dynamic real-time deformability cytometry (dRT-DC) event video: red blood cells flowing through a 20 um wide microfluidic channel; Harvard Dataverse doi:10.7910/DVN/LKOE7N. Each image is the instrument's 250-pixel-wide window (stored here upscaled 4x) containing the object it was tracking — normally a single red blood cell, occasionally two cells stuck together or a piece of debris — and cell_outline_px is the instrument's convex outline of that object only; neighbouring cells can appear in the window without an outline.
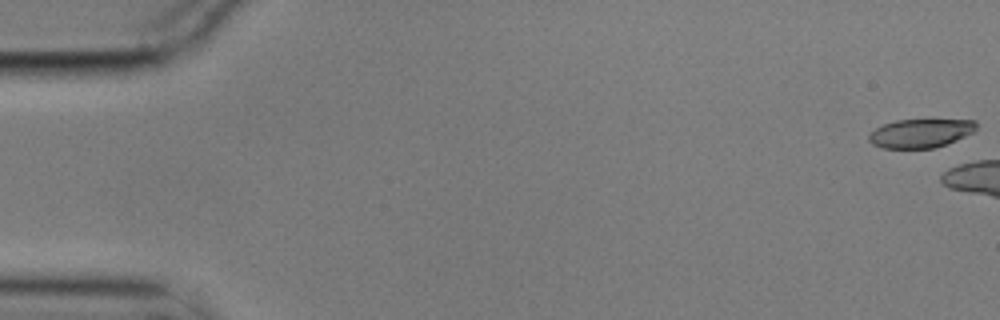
{"species": "common noctule bat (a hibernating species)", "species_latin": "Nyctalus noctula", "temperature_condition": "cold", "stored_images_in_passage": 16, "camera_frame_rate_fps": 3000, "um_per_image_px": 0.085, "animal": {"sex": "male", "body_mass_g": 17.9}, "frame": {"image": 1, "passage_image": 1, "time_ms": 0.0, "image_size_px": [1000, 320], "cell_outline_px": [[976, 128], [972, 132], [956, 140], [932, 148], [884, 148], [872, 144], [868, 140], [868, 136], [876, 128], [884, 124], [896, 120], [976, 120]], "centroid_in_image_um": [78.22, 11.32], "position_along_channel_um": 6.8, "area_um2": 17.69}}
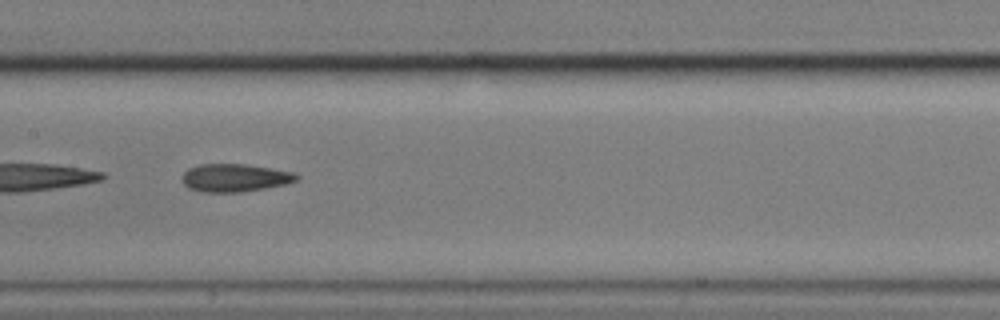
{"frame": {"image": 2, "passage_image": 9, "time_ms": 2.667, "image_size_px": [1000, 320], "cell_outline_px": [[300, 176], [296, 180], [288, 184], [240, 192], [204, 192], [188, 188], [180, 180], [180, 176], [188, 168], [200, 164], [248, 164], [292, 172]], "centroid_in_image_um": [19.92, 15.11], "position_along_channel_um": 187.5, "area_um2": 18.73}}
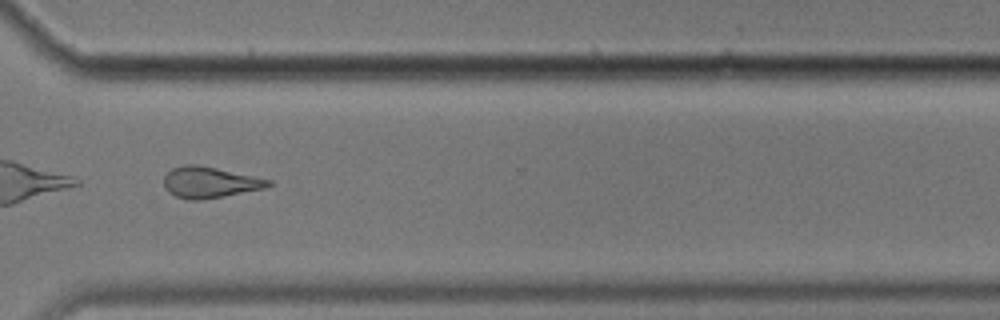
{"frame": {"image": 3, "passage_image": 13, "time_ms": 4.0, "image_size_px": [1000, 320], "cell_outline_px": [[272, 184], [264, 188], [204, 200], [188, 200], [176, 196], [168, 192], [164, 188], [164, 176], [172, 168], [184, 164], [196, 164], [216, 168], [272, 180]], "centroid_in_image_um": [17.79, 15.5], "position_along_channel_um": 352.8, "area_um2": 18.9}}